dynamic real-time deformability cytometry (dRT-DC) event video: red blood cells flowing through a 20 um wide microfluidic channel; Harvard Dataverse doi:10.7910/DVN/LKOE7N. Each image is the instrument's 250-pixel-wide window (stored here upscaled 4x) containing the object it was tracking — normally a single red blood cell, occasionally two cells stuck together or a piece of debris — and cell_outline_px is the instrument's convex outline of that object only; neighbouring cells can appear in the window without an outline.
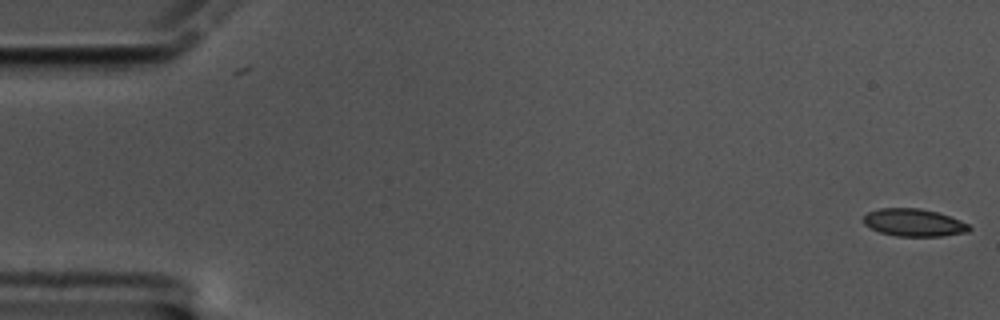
{"species": "common noctule bat (a hibernating species)", "species_latin": "Nyctalus noctula", "temperature_condition": "cold", "stored_images_in_passage": 3, "camera_frame_rate_fps": 3000, "um_per_image_px": 0.085, "animal": {"sex": "male", "body_mass_g": 17.5, "forearm_length_mm": 52.3}, "frame": {"image": 1, "passage_image": 3, "time_ms": 0.667, "image_size_px": [1000, 320], "cell_outline_px": [[972, 228], [968, 232], [940, 236], [896, 236], [880, 232], [864, 224], [864, 216], [868, 212], [880, 208], [920, 208], [936, 212], [960, 220], [968, 224]], "centroid_in_image_um": [77.68, 18.92], "position_along_channel_um": 7.3, "area_um2": 16.82}}